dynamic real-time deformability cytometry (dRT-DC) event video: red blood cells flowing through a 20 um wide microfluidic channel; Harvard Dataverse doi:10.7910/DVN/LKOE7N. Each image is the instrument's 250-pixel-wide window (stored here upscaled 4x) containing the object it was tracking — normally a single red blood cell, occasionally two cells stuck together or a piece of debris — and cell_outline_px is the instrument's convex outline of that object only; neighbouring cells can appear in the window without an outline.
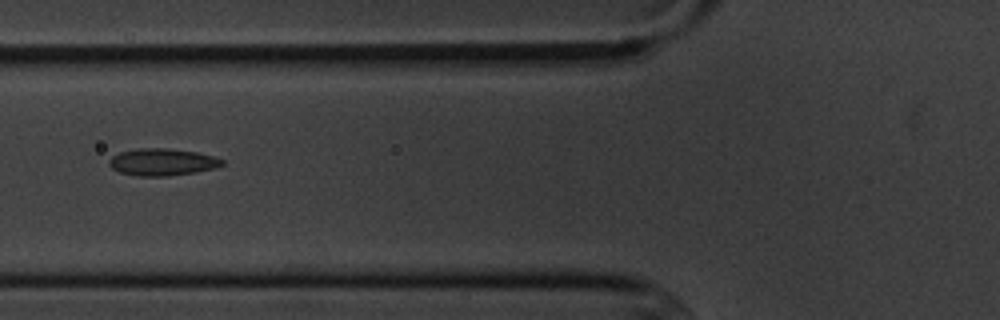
{"species": "common noctule bat (a hibernating species)", "species_latin": "Nyctalus noctula", "temperature_condition": "cold", "stored_images_in_passage": 7, "camera_frame_rate_fps": 3000, "um_per_image_px": 0.085, "animal": {"sex": "male", "body_mass_g": 20.1, "forearm_length_mm": 53.5}, "frame": {"image": 1, "passage_image": 7, "time_ms": 6.667, "image_size_px": [1000, 320], "cell_outline_px": [[224, 164], [216, 168], [196, 172], [168, 176], [136, 176], [120, 172], [112, 168], [108, 164], [108, 160], [112, 156], [120, 152], [136, 148], [168, 148], [196, 152], [212, 156], [224, 160]], "centroid_in_image_um": [13.78, 13.77], "position_along_channel_um": 112.0, "area_um2": 17.92}}